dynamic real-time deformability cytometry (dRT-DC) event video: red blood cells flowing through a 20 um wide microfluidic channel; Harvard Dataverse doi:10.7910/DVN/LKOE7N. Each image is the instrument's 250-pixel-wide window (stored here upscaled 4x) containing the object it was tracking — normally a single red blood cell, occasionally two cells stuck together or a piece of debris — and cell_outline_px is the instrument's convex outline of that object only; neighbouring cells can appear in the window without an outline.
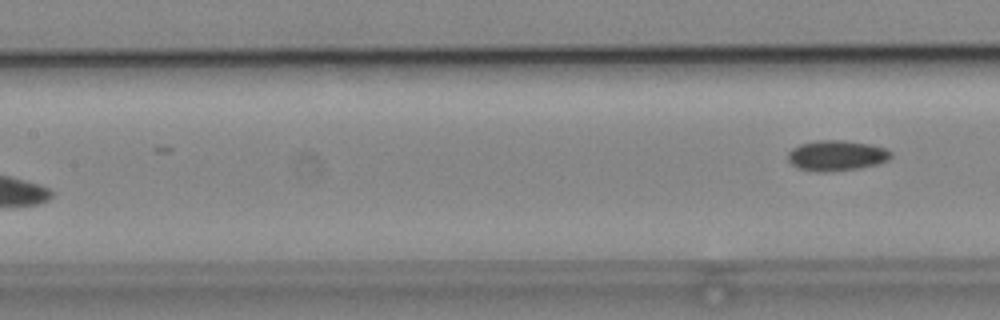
{"species": "common noctule bat (a hibernating species)", "species_latin": "Nyctalus noctula", "temperature_condition": "cold", "stored_images_in_passage": 5, "camera_frame_rate_fps": 3000, "um_per_image_px": 0.085, "animal": {"sex": "male", "body_mass_g": 19.2, "forearm_length_mm": 51.8}, "frame": {"image": 1, "passage_image": 5, "time_ms": 1.333, "image_size_px": [1000, 320], "cell_outline_px": [[892, 156], [888, 160], [876, 164], [860, 168], [832, 172], [816, 172], [796, 168], [788, 160], [788, 152], [792, 148], [800, 144], [816, 140], [840, 140], [868, 144], [884, 148], [892, 152]], "centroid_in_image_um": [71.07, 13.24], "position_along_channel_um": 136.3, "area_um2": 18.38}}